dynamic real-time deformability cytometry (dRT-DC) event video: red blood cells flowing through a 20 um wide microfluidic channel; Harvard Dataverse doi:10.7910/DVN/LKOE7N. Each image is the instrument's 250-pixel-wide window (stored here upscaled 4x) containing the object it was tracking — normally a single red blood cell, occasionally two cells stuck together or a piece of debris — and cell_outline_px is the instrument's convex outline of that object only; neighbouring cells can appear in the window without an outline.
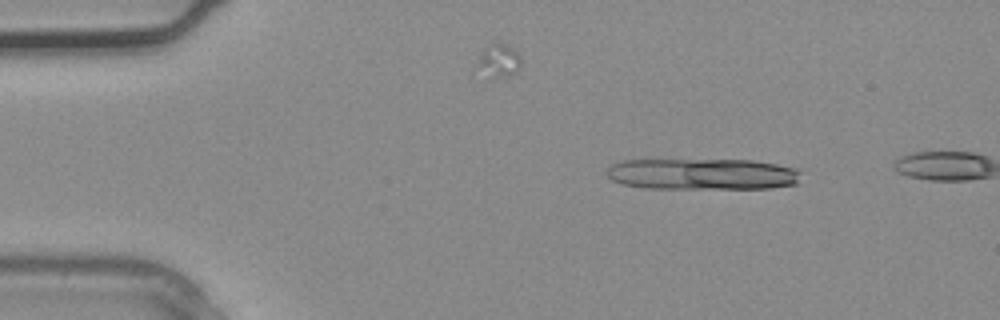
{"species": "common noctule bat (a hibernating species)", "species_latin": "Nyctalus noctula", "temperature_condition": "warm", "stored_images_in_passage": 3, "camera_frame_rate_fps": 3000, "um_per_image_px": 0.085, "animal": {"sex": "male", "body_mass_g": 20.4}, "frame": {"image": 1, "passage_image": 1, "time_ms": 0.0, "image_size_px": [1000, 320], "cell_outline_px": [[800, 172], [796, 184], [772, 188], [644, 188], [624, 184], [612, 180], [604, 172], [612, 164], [620, 160], [752, 160], [776, 164], [796, 168]], "centroid_in_image_um": [59.67, 14.79], "position_along_channel_um": 25.3, "area_um2": 35.43}}